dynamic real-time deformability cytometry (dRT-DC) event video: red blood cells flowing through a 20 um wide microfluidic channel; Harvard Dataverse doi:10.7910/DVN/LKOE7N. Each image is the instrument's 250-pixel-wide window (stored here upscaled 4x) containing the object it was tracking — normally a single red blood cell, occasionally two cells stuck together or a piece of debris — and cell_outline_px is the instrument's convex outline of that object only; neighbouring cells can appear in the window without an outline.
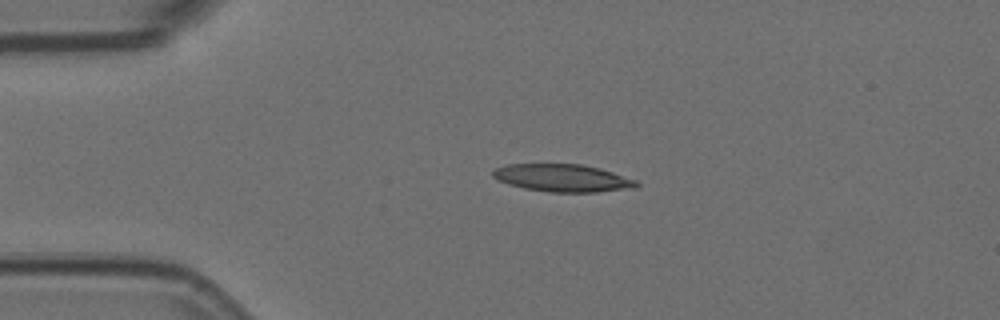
{"species": "Egyptian fruit bat (a non-hibernating species)", "species_latin": "Rousettus aegyptiacus", "temperature_condition": "room temperature", "stored_images_in_passage": 55, "camera_frame_rate_fps": 3000, "um_per_image_px": 0.085, "animal": {"sex": "female"}, "frame": {"image": 1, "passage_image": 11, "time_ms": 3.333, "image_size_px": [1000, 320], "cell_outline_px": [[640, 184], [636, 188], [596, 192], [552, 192], [524, 188], [508, 184], [496, 180], [492, 176], [492, 172], [496, 168], [508, 164], [580, 164], [600, 168], [636, 180]], "centroid_in_image_um": [47.82, 15.13], "position_along_channel_um": 37.2, "area_um2": 23.06}}
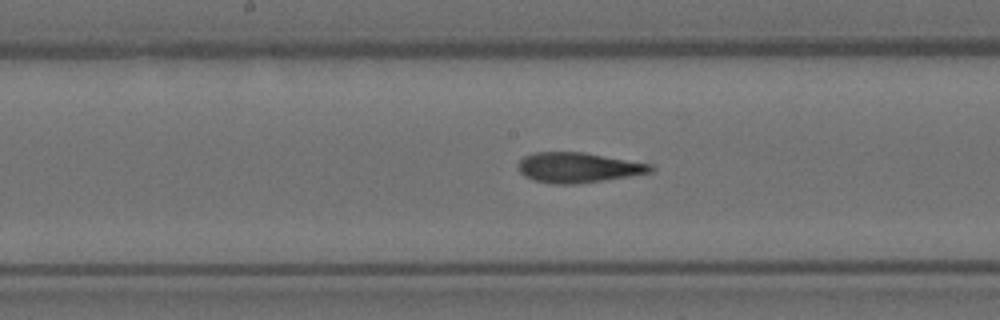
{"frame": {"image": 2, "passage_image": 27, "time_ms": 8.667, "image_size_px": [1000, 320], "cell_outline_px": [[652, 172], [628, 176], [576, 184], [552, 184], [532, 180], [524, 176], [520, 172], [516, 164], [524, 156], [536, 152], [584, 152], [652, 164]], "centroid_in_image_um": [49.09, 14.24], "position_along_channel_um": 199.1, "area_um2": 23.24}}
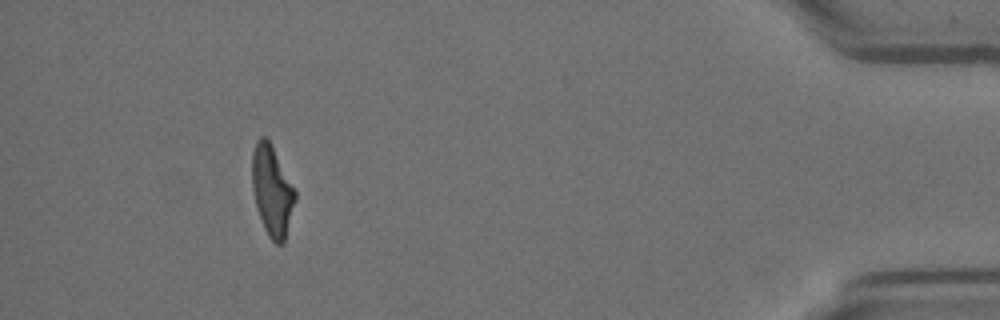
{"frame": {"image": 3, "passage_image": 50, "time_ms": 16.333, "image_size_px": [1000, 320], "cell_outline_px": [[296, 200], [284, 244], [276, 244], [268, 236], [264, 228], [256, 204], [252, 188], [252, 152], [256, 140], [260, 136], [264, 136], [268, 140], [296, 192]], "centroid_in_image_um": [23.12, 16.25], "position_along_channel_um": 412.1, "area_um2": 22.37}, "authors_computed_cell_mechanics": {"area_um2": 23.0044, "velocity_mm_per_s": 3.6132, "shape_relaxation_time_tau1_ms": 8.2463, "shape_relaxation_time_tau2_ms": 2.2074, "deformation_change_tau1": 0.2667, "deformation_change_tau2": 0.1192}}